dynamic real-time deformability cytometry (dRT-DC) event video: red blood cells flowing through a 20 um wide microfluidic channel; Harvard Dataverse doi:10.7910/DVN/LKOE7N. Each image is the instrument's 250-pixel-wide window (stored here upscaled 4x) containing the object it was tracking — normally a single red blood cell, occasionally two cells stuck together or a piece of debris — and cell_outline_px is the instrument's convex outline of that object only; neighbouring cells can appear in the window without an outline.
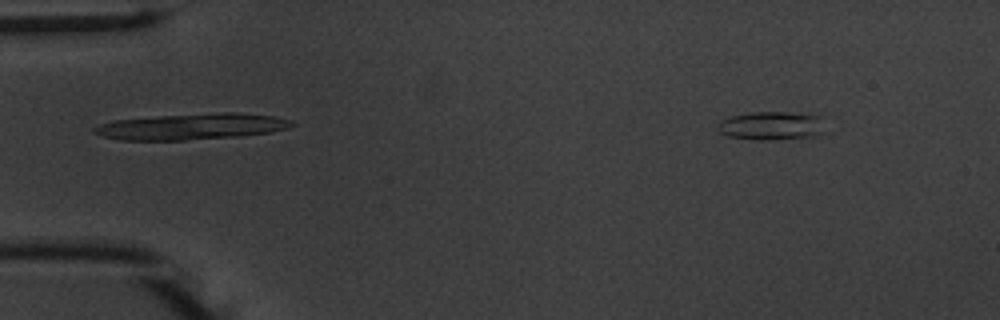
{"species": "common noctule bat (a hibernating species)", "species_latin": "Nyctalus noctula", "temperature_condition": "warm", "stored_images_in_passage": 54, "camera_frame_rate_fps": 3000, "um_per_image_px": 0.085, "animal": {"sex": "male", "body_mass_g": 20.1, "forearm_length_mm": 53.5}, "frame": {"image": 1, "passage_image": 6, "time_ms": 1.667, "image_size_px": [1000, 320], "cell_outline_px": [[824, 132], [820, 136], [768, 140], [760, 140], [728, 136], [720, 132], [716, 128], [716, 124], [720, 120], [732, 116], [752, 112], [788, 112], [820, 116]], "centroid_in_image_um": [65.56, 10.69], "position_along_channel_um": 19.4, "area_um2": 17.92}}
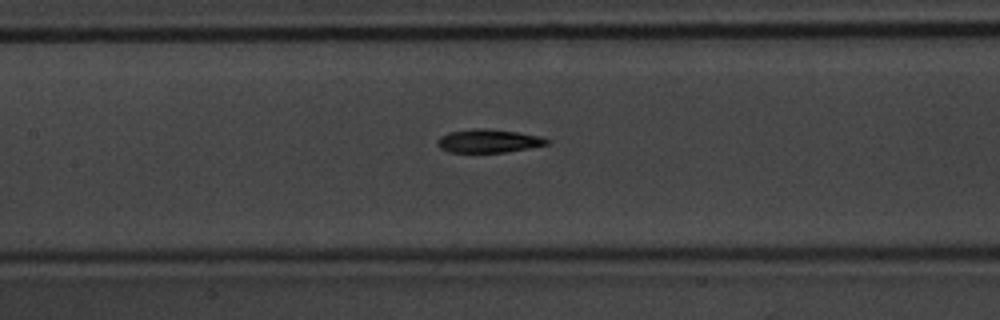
{"frame": {"image": 2, "passage_image": 25, "time_ms": 8.0, "image_size_px": [1000, 320], "cell_outline_px": [[552, 140], [548, 144], [528, 148], [504, 152], [448, 152], [440, 148], [436, 144], [436, 140], [440, 136], [448, 132], [472, 128], [488, 128], [516, 132], [540, 136]], "centroid_in_image_um": [41.49, 11.97], "position_along_channel_um": 165.9, "area_um2": 15.03}}
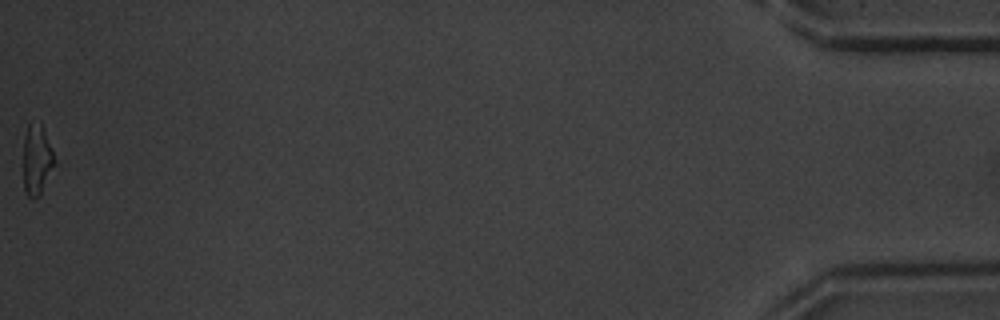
{"frame": {"image": 3, "passage_image": 54, "time_ms": 17.667, "image_size_px": [1000, 320], "cell_outline_px": [[56, 164], [40, 196], [36, 200], [32, 200], [24, 192], [24, 136], [28, 124], [40, 124], [44, 132], [52, 152]], "centroid_in_image_um": [3.12, 13.7], "position_along_channel_um": 432.1, "area_um2": 12.66}, "authors_computed_cell_mechanics": {"area_um2": 15.1147, "velocity_mm_per_s": 3.7558, "shape_relaxation_time_tau1_ms": 3.8236, "shape_relaxation_time_tau2_ms": 5.767, "deformation_change_tau1": 0.1672, "deformation_change_tau2": 0.1689}}